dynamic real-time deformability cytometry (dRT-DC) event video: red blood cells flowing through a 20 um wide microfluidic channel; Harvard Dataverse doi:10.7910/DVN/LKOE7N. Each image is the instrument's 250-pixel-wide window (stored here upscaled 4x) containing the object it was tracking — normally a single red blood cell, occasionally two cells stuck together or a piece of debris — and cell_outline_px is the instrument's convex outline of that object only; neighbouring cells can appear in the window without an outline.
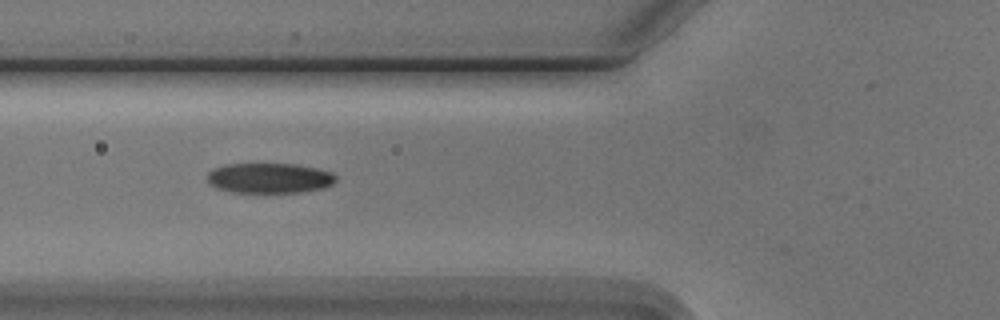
{"species": "Egyptian fruit bat (a non-hibernating species)", "species_latin": "Rousettus aegyptiacus", "temperature_condition": "cold", "stored_images_in_passage": 10, "camera_frame_rate_fps": 3000, "um_per_image_px": 0.085, "animal": {"sex": "male"}, "frame": {"image": 1, "passage_image": 6, "time_ms": 6.667, "image_size_px": [1000, 320], "cell_outline_px": [[336, 180], [332, 184], [320, 188], [300, 192], [264, 196], [232, 192], [216, 188], [208, 184], [208, 172], [212, 168], [224, 164], [296, 164], [316, 168], [332, 172], [336, 176]], "centroid_in_image_um": [22.84, 15.18], "position_along_channel_um": 103.0, "area_um2": 23.58}}
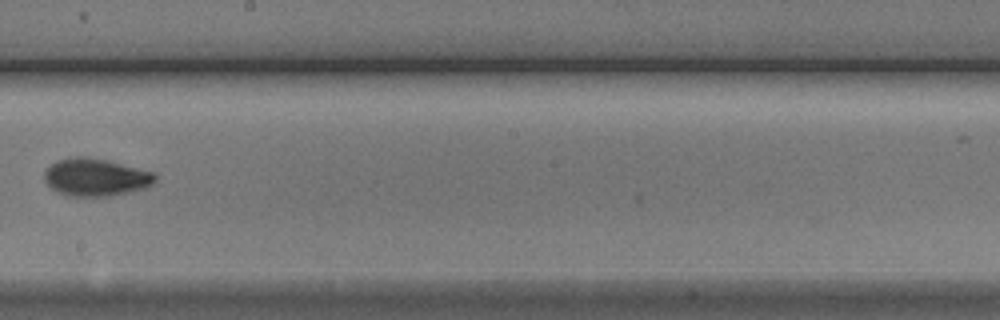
{"frame": {"image": 2, "passage_image": 9, "time_ms": 10.333, "image_size_px": [1000, 320], "cell_outline_px": [[156, 180], [152, 184], [144, 188], [128, 192], [108, 196], [68, 196], [56, 192], [44, 180], [44, 172], [56, 160], [76, 156], [80, 156], [108, 160], [152, 172], [156, 176]], "centroid_in_image_um": [8.11, 15.07], "position_along_channel_um": 240.1, "area_um2": 24.1}}
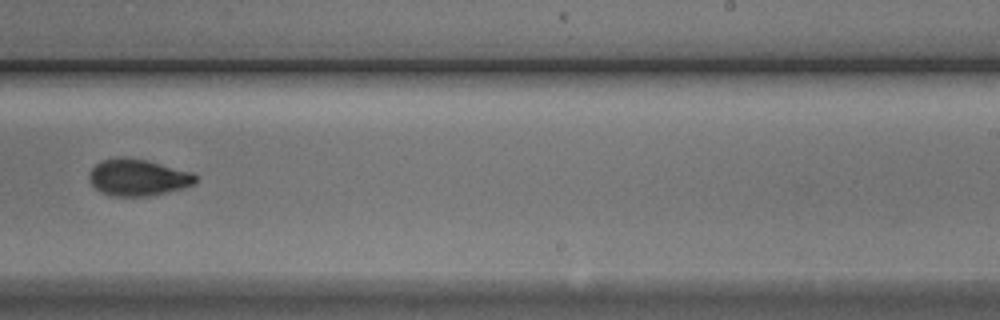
{"frame": {"image": 3, "passage_image": 10, "time_ms": 11.333, "image_size_px": [1000, 320], "cell_outline_px": [[200, 176], [192, 184], [168, 192], [148, 196], [112, 196], [100, 192], [88, 180], [88, 172], [100, 160], [124, 156], [148, 160], [192, 172]], "centroid_in_image_um": [11.69, 15.07], "position_along_channel_um": 277.3, "area_um2": 22.95}}